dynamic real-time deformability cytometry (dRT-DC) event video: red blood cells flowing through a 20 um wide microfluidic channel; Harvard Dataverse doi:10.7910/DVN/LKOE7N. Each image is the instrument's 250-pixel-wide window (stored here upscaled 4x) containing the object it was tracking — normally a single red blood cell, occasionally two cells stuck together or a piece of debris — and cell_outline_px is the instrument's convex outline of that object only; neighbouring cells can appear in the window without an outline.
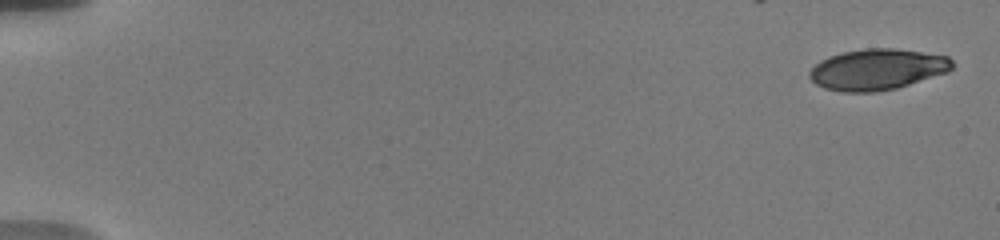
{"species": "human", "species_latin": "Homo sapiens", "temperature_condition": "warm", "stored_images_in_passage": 19, "camera_frame_rate_fps": 3000, "um_per_image_px": 0.085, "donor": {"sex": "male"}, "frame": {"image": 1, "passage_image": 1, "time_ms": 0.0, "image_size_px": [1000, 240], "cell_outline_px": [[952, 68], [948, 72], [896, 88], [876, 92], [840, 92], [824, 88], [816, 84], [808, 76], [808, 72], [820, 60], [828, 56], [840, 52], [864, 48], [896, 48], [948, 56], [952, 60]], "centroid_in_image_um": [74.53, 5.89], "position_along_channel_um": 10.5, "area_um2": 34.28}}
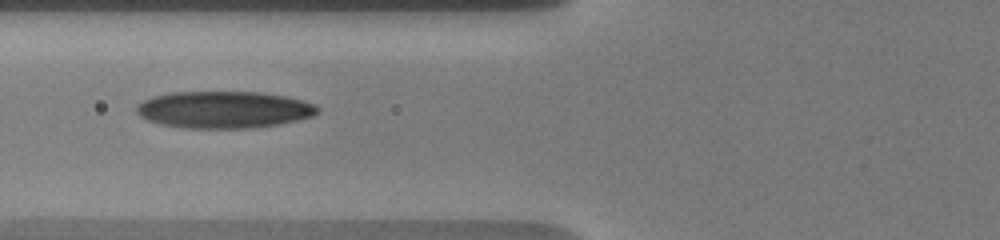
{"frame": {"image": 2, "passage_image": 14, "time_ms": 7.333, "image_size_px": [1000, 240], "cell_outline_px": [[320, 112], [312, 116], [280, 124], [252, 128], [188, 128], [160, 124], [148, 120], [140, 116], [136, 112], [136, 104], [152, 96], [172, 92], [260, 92], [284, 96], [316, 104], [320, 108]], "centroid_in_image_um": [19.02, 9.32], "position_along_channel_um": 106.8, "area_um2": 39.07}}
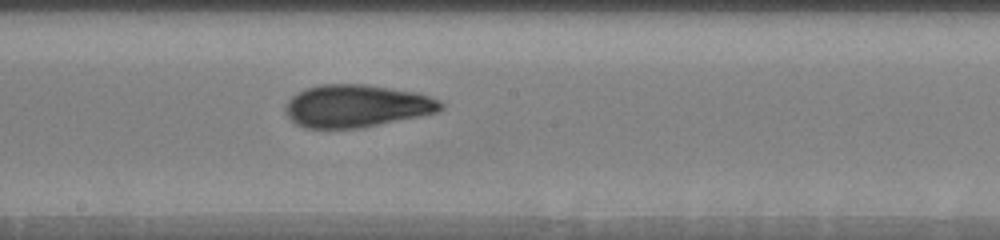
{"frame": {"image": 3, "passage_image": 19, "time_ms": 10.333, "image_size_px": [1000, 240], "cell_outline_px": [[444, 108], [440, 112], [364, 128], [304, 128], [296, 124], [288, 116], [284, 108], [288, 100], [296, 92], [304, 88], [320, 84], [364, 84], [416, 92], [440, 100], [444, 104]], "centroid_in_image_um": [30.32, 9.01], "position_along_channel_um": 217.9, "area_um2": 38.96}}